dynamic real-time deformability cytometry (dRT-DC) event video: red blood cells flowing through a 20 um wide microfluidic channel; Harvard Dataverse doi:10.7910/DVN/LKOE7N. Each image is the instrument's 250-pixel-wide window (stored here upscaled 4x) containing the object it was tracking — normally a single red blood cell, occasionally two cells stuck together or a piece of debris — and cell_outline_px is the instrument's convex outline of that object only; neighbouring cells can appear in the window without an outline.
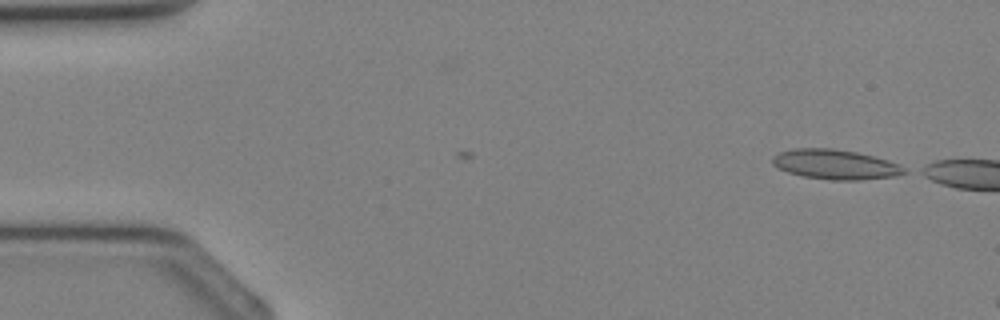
{"species": "Egyptian fruit bat (a non-hibernating species)", "species_latin": "Rousettus aegyptiacus", "temperature_condition": "cold", "stored_images_in_passage": 2, "camera_frame_rate_fps": 3000, "um_per_image_px": 0.085, "animal": {"sex": "female"}, "frame": {"image": 1, "passage_image": 2, "time_ms": 0.333, "image_size_px": [1000, 320], "cell_outline_px": [[908, 172], [896, 176], [856, 180], [832, 180], [804, 176], [788, 172], [772, 164], [772, 156], [780, 152], [796, 148], [832, 148], [856, 152], [888, 160], [900, 164], [908, 168]], "centroid_in_image_um": [71.04, 13.97], "position_along_channel_um": 14.0, "area_um2": 22.83}}